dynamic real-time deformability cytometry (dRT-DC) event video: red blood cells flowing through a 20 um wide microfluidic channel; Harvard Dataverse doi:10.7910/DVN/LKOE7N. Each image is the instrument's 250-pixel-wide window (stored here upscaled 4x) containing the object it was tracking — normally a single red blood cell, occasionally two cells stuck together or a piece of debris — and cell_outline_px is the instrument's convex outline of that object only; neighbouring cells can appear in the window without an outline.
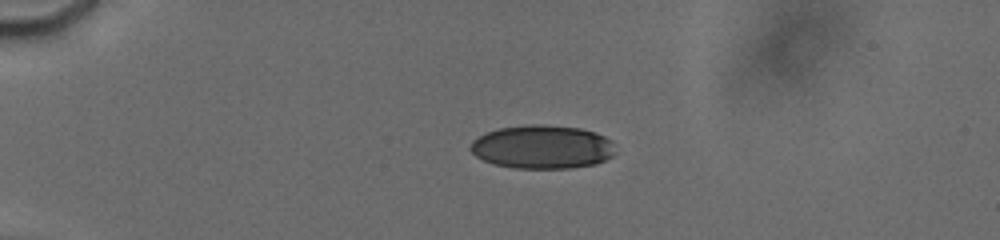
{"species": "human", "species_latin": "Homo sapiens", "temperature_condition": "cold", "stored_images_in_passage": 15, "camera_frame_rate_fps": 3000, "um_per_image_px": 0.085, "donor": {"sex": "male"}, "frame": {"image": 1, "passage_image": 1, "time_ms": 0.0, "image_size_px": [1000, 240], "cell_outline_px": [[616, 152], [612, 156], [596, 164], [568, 168], [512, 168], [496, 164], [484, 160], [476, 156], [468, 148], [472, 140], [488, 132], [500, 128], [532, 124], [544, 124], [580, 128], [596, 132], [612, 140]], "centroid_in_image_um": [46.12, 12.49], "position_along_channel_um": 38.9, "area_um2": 36.88}}
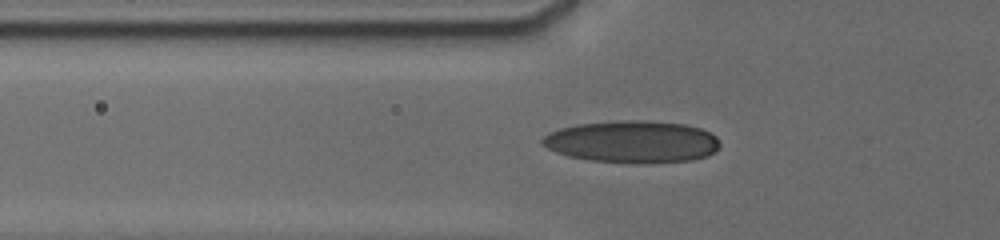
{"frame": {"image": 2, "passage_image": 11, "time_ms": 2.333, "image_size_px": [1000, 240], "cell_outline_px": [[720, 144], [708, 156], [692, 160], [588, 160], [568, 156], [556, 152], [540, 144], [540, 140], [548, 132], [560, 128], [576, 124], [616, 120], [648, 120], [684, 124], [700, 128], [716, 136]], "centroid_in_image_um": [53.68, 11.99], "position_along_channel_um": 72.1, "area_um2": 42.48}}
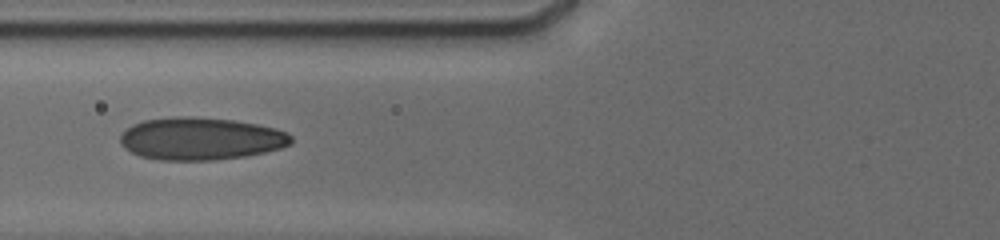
{"frame": {"image": 3, "passage_image": 14, "time_ms": 3.333, "image_size_px": [1000, 240], "cell_outline_px": [[292, 144], [280, 148], [264, 152], [244, 156], [216, 160], [160, 160], [140, 156], [124, 148], [120, 144], [120, 136], [132, 124], [144, 120], [172, 116], [196, 116], [232, 120], [256, 124], [276, 128], [288, 132], [292, 136]], "centroid_in_image_um": [17.06, 11.78], "position_along_channel_um": 108.7, "area_um2": 42.54}}